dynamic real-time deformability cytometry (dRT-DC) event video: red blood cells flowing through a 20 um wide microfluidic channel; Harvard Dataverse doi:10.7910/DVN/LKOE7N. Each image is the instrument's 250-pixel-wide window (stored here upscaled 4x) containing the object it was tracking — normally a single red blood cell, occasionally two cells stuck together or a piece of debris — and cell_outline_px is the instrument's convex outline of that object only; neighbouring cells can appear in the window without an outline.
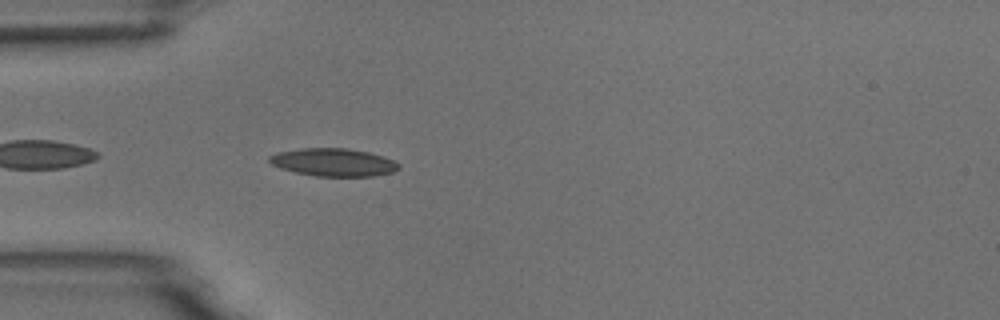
{"species": "common noctule bat (a hibernating species)", "species_latin": "Nyctalus noctula", "temperature_condition": "room temperature", "stored_images_in_passage": 5, "camera_frame_rate_fps": 3000, "um_per_image_px": 0.085, "animal": {"sex": "male", "body_mass_g": 18.8}, "frame": {"image": 1, "passage_image": 5, "time_ms": 4.667, "image_size_px": [1000, 320], "cell_outline_px": [[400, 168], [392, 172], [372, 176], [316, 176], [296, 172], [280, 168], [272, 164], [268, 160], [268, 156], [276, 152], [300, 148], [344, 148], [368, 152], [384, 156], [400, 164]], "centroid_in_image_um": [28.32, 13.79], "position_along_channel_um": 56.7, "area_um2": 20.98}}